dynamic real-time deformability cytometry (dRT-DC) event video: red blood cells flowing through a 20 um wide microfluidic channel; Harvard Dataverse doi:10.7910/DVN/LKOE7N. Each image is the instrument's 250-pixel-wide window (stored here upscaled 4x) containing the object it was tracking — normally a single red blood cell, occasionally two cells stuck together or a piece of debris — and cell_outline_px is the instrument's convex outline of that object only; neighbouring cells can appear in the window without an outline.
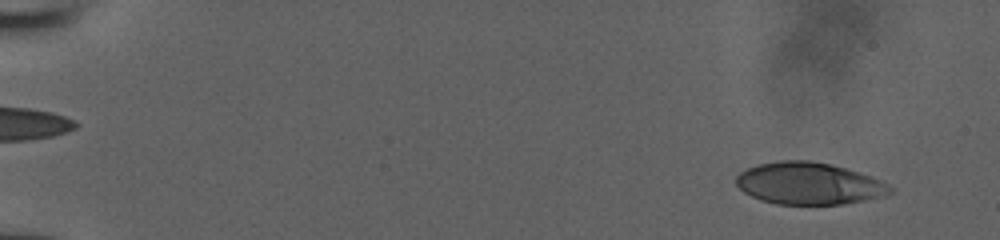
{"species": "human", "species_latin": "Homo sapiens", "temperature_condition": "room temperature", "stored_images_in_passage": 52, "camera_frame_rate_fps": 3000, "um_per_image_px": 0.085, "donor": {"sex": "male"}, "frame": {"image": 1, "passage_image": 4, "time_ms": 1.0, "image_size_px": [1000, 240], "cell_outline_px": [[892, 192], [884, 196], [864, 200], [840, 204], [776, 204], [760, 200], [744, 192], [736, 184], [736, 176], [740, 172], [756, 164], [780, 160], [808, 160], [828, 164], [844, 168], [880, 180], [888, 184], [892, 188]], "centroid_in_image_um": [68.71, 15.6], "position_along_channel_um": 16.3, "area_um2": 37.4}}
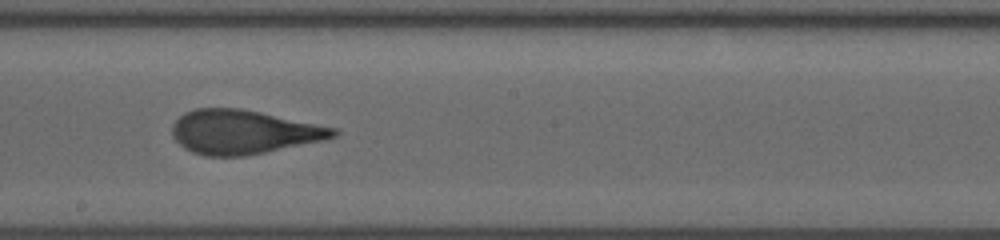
{"frame": {"image": 2, "passage_image": 31, "time_ms": 10.0, "image_size_px": [1000, 240], "cell_outline_px": [[340, 132], [336, 136], [324, 140], [244, 156], [204, 156], [192, 152], [184, 148], [172, 136], [172, 124], [184, 112], [196, 108], [240, 108], [260, 112], [336, 128]], "centroid_in_image_um": [20.66, 11.22], "position_along_channel_um": 227.5, "area_um2": 41.15}}
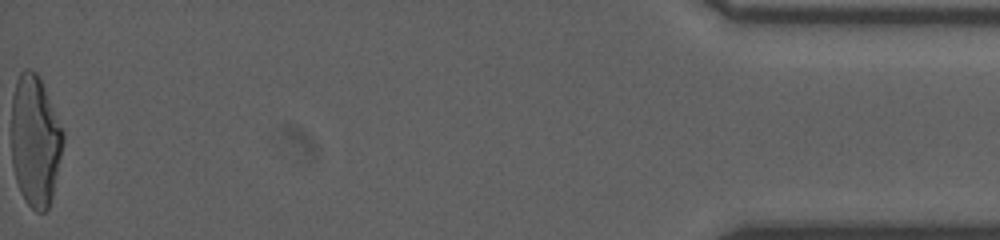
{"frame": {"image": 3, "passage_image": 52, "time_ms": 17.0, "image_size_px": [1000, 240], "cell_outline_px": [[64, 140], [52, 196], [48, 208], [44, 212], [36, 212], [24, 200], [20, 192], [16, 180], [12, 164], [12, 96], [16, 80], [20, 72], [24, 68], [28, 68], [36, 72], [44, 88], [64, 132]], "centroid_in_image_um": [2.97, 11.98], "position_along_channel_um": 432.2, "area_um2": 39.3}}